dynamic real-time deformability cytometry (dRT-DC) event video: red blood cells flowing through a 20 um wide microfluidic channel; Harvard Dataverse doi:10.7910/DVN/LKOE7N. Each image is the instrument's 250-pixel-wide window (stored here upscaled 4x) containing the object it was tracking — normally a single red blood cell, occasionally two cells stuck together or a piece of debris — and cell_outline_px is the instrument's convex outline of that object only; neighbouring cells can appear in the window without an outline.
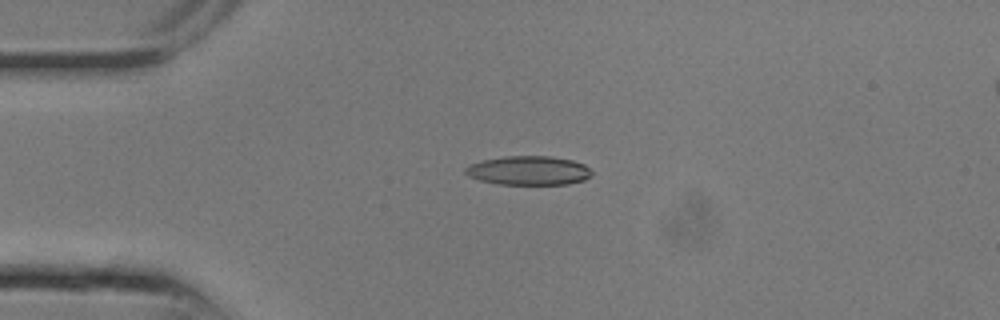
{"species": "common noctule bat (a hibernating species)", "species_latin": "Nyctalus noctula", "temperature_condition": "room temperature", "stored_images_in_passage": 4, "camera_frame_rate_fps": 3000, "um_per_image_px": 0.085, "animal": {"sex": "male", "body_mass_g": 13.3}, "frame": {"image": 1, "passage_image": 1, "time_ms": 0.0, "image_size_px": [1000, 320], "cell_outline_px": [[592, 176], [584, 180], [568, 184], [500, 184], [480, 180], [468, 176], [464, 172], [464, 168], [480, 160], [504, 156], [552, 156], [572, 160], [584, 164], [592, 172]], "centroid_in_image_um": [44.93, 14.49], "position_along_channel_um": 40.1, "area_um2": 21.44}}
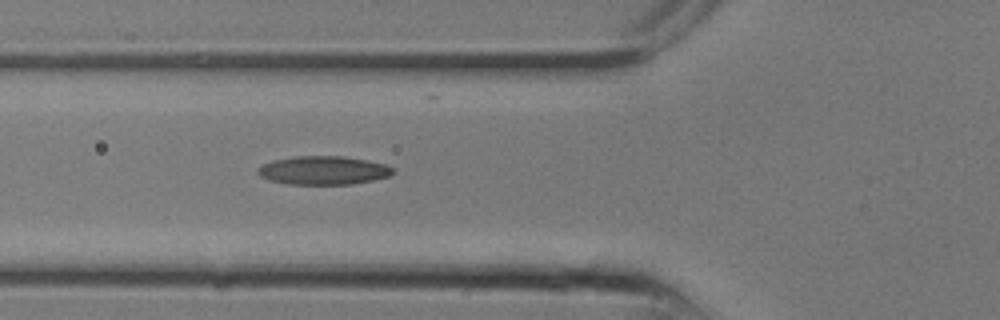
{"frame": {"image": 2, "passage_image": 4, "time_ms": 1.0, "image_size_px": [1000, 320], "cell_outline_px": [[392, 172], [388, 176], [372, 180], [352, 184], [288, 184], [268, 180], [260, 176], [256, 172], [256, 168], [272, 160], [292, 156], [344, 156], [368, 160], [384, 164], [392, 168]], "centroid_in_image_um": [27.42, 14.47], "position_along_channel_um": 98.4, "area_um2": 22.48}}